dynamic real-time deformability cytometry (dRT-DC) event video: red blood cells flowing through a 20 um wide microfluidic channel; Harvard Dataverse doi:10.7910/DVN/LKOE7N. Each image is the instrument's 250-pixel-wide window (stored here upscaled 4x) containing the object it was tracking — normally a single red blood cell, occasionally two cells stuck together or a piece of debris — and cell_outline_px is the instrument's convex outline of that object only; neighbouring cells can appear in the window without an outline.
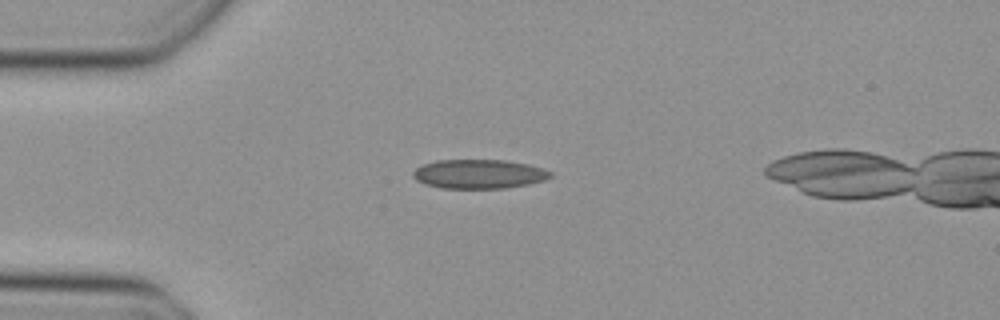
{"species": "Egyptian fruit bat (a non-hibernating species)", "species_latin": "Rousettus aegyptiacus", "temperature_condition": "cold", "stored_images_in_passage": 41, "camera_frame_rate_fps": 3000, "um_per_image_px": 0.085, "animal": {"sex": "female"}, "frame": {"image": 1, "passage_image": 7, "time_ms": 2.0, "image_size_px": [1000, 320], "cell_outline_px": [[552, 176], [544, 180], [528, 184], [504, 188], [440, 188], [424, 184], [416, 180], [412, 176], [412, 172], [416, 168], [424, 164], [436, 160], [504, 160], [528, 164], [544, 168], [552, 172]], "centroid_in_image_um": [40.7, 14.79], "position_along_channel_um": 44.3, "area_um2": 23.41}}
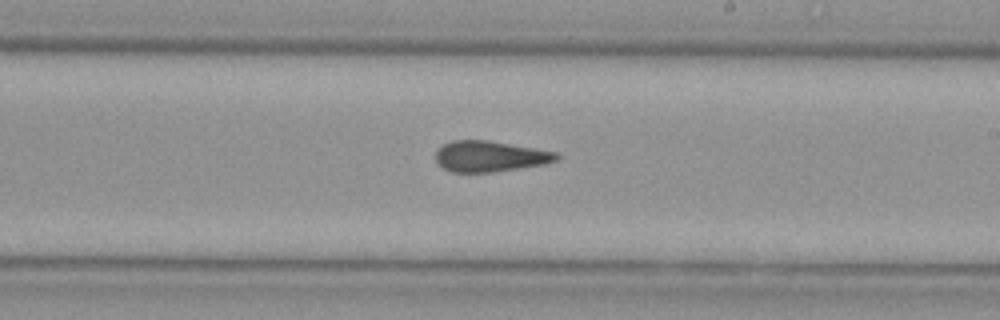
{"frame": {"image": 2, "passage_image": 23, "time_ms": 7.333, "image_size_px": [1000, 320], "cell_outline_px": [[560, 156], [556, 160], [544, 164], [492, 172], [452, 172], [444, 168], [436, 160], [436, 152], [444, 144], [452, 140], [488, 140], [556, 152]], "centroid_in_image_um": [41.63, 13.28], "position_along_channel_um": 247.4, "area_um2": 21.39}}
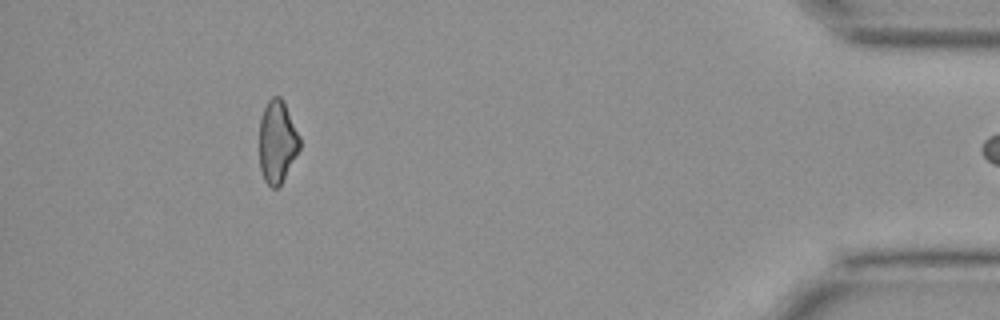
{"frame": {"image": 3, "passage_image": 39, "time_ms": 12.667, "image_size_px": [1000, 320], "cell_outline_px": [[300, 148], [296, 156], [280, 184], [276, 188], [272, 188], [264, 180], [260, 168], [260, 120], [264, 108], [268, 100], [272, 96], [280, 96], [284, 100], [300, 136]], "centroid_in_image_um": [23.57, 12.01], "position_along_channel_um": 411.6, "area_um2": 19.36}}